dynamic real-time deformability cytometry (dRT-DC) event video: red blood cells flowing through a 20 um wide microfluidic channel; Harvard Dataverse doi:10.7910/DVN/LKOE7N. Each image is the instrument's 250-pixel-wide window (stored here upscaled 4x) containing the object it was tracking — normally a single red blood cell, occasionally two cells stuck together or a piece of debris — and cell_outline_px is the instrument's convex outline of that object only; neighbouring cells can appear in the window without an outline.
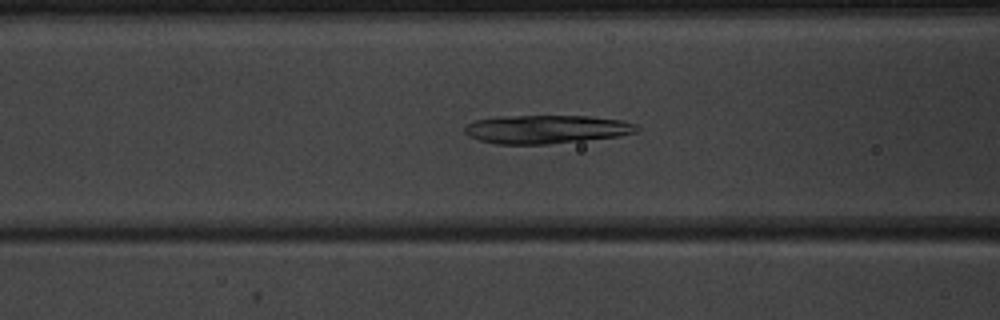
{"species": "common noctule bat (a hibernating species)", "species_latin": "Nyctalus noctula", "temperature_condition": "warm", "stored_images_in_passage": 47, "camera_frame_rate_fps": 3000, "um_per_image_px": 0.085, "animal": {"sex": "male", "body_mass_g": 20.1, "forearm_length_mm": 53.5}, "frame": {"image": 1, "passage_image": 17, "time_ms": 5.333, "image_size_px": [1000, 320], "cell_outline_px": [[640, 128], [636, 132], [620, 136], [548, 144], [496, 144], [480, 140], [468, 136], [464, 132], [464, 128], [468, 124], [476, 120], [496, 116], [588, 116], [624, 120], [636, 124]], "centroid_in_image_um": [46.45, 10.98], "position_along_channel_um": 120.1, "area_um2": 28.67}}
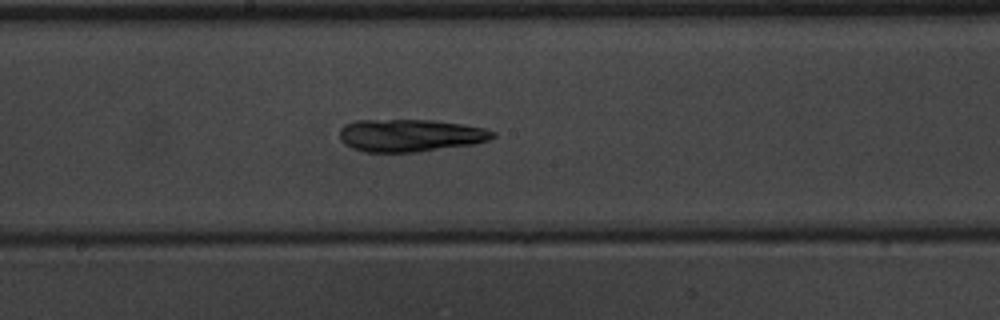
{"frame": {"image": 2, "passage_image": 24, "time_ms": 7.667, "image_size_px": [1000, 320], "cell_outline_px": [[496, 136], [488, 140], [472, 144], [416, 152], [364, 152], [352, 148], [344, 144], [340, 140], [340, 128], [344, 124], [356, 120], [432, 120], [460, 124], [484, 128], [496, 132]], "centroid_in_image_um": [34.83, 11.51], "position_along_channel_um": 213.4, "area_um2": 29.02}}
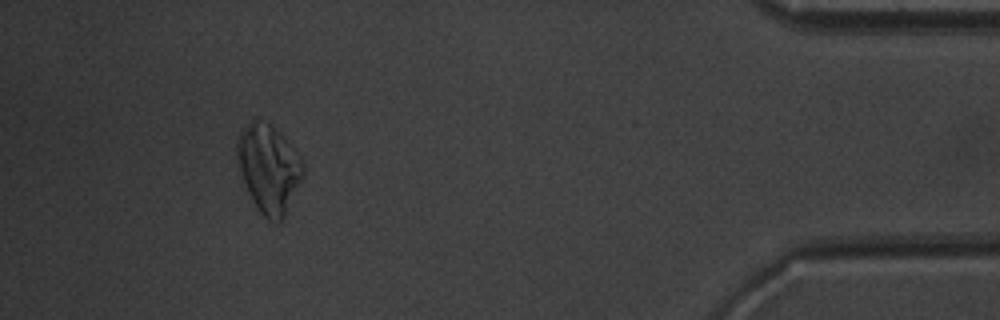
{"frame": {"image": 3, "passage_image": 43, "time_ms": 14.0, "image_size_px": [1000, 320], "cell_outline_px": [[304, 172], [284, 216], [280, 224], [276, 224], [268, 220], [260, 212], [248, 192], [240, 172], [236, 156], [236, 144], [240, 132], [252, 120], [256, 120], [272, 124], [276, 128], [300, 156], [304, 164]], "centroid_in_image_um": [22.83, 14.33], "position_along_channel_um": 412.4, "area_um2": 33.58}, "authors_computed_cell_mechanics": {"area_um2": 29.1312, "velocity_mm_per_s": 3.9939, "shape_relaxation_time_tau1_ms": null, "shape_relaxation_time_tau2_ms": 4.9743, "deformation_change_tau1": null, "deformation_change_tau2": 0.1081}}